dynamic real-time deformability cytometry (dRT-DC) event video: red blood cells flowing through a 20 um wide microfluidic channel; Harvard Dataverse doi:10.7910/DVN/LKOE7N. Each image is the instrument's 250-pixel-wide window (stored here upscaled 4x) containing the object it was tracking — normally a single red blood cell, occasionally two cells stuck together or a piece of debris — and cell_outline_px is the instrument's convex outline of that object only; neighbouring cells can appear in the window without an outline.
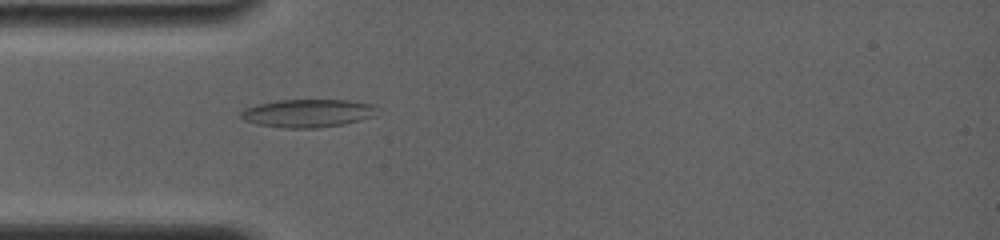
{"species": "common noctule bat (a hibernating species)", "species_latin": "Nyctalus noctula", "temperature_condition": "room temperature", "stored_images_in_passage": 14, "camera_frame_rate_fps": 4000, "um_per_image_px": 0.085, "animal": {"sex": "female", "body_mass_g": 19.0, "forearm_length_mm": 56.7}, "frame": {"image": 1, "passage_image": 8, "time_ms": 4.5, "image_size_px": [1000, 240], "cell_outline_px": [[376, 116], [344, 124], [316, 128], [284, 128], [256, 124], [244, 120], [240, 116], [240, 112], [244, 108], [256, 104], [276, 100], [348, 100], [376, 104]], "centroid_in_image_um": [26.16, 9.62], "position_along_channel_um": 58.8, "area_um2": 22.54}}
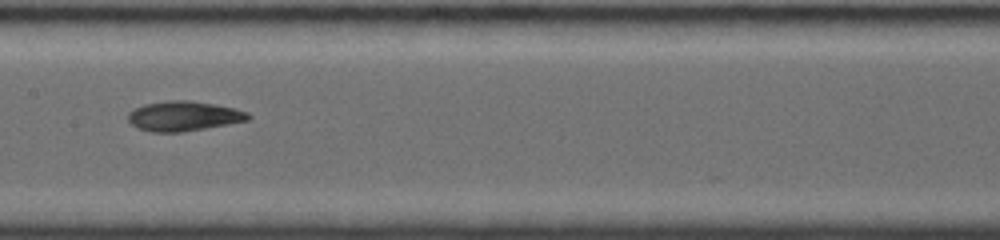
{"frame": {"image": 2, "passage_image": 12, "time_ms": 8.0, "image_size_px": [1000, 240], "cell_outline_px": [[252, 116], [248, 120], [228, 124], [180, 132], [152, 132], [140, 128], [132, 124], [128, 120], [128, 112], [144, 104], [168, 100], [188, 100], [216, 104], [248, 112]], "centroid_in_image_um": [15.61, 9.86], "position_along_channel_um": 191.8, "area_um2": 20.69}}
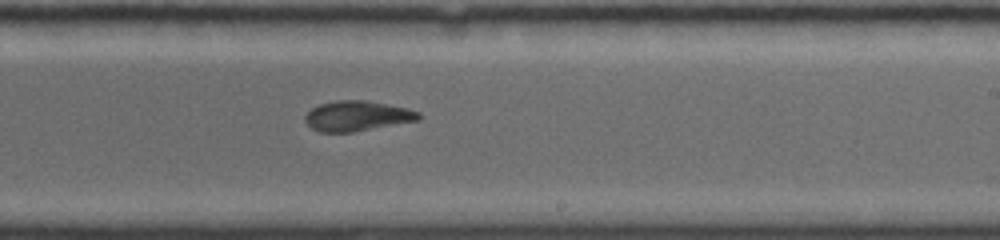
{"frame": {"image": 3, "passage_image": 14, "time_ms": 9.75, "image_size_px": [1000, 240], "cell_outline_px": [[420, 120], [352, 132], [320, 132], [312, 128], [304, 120], [304, 116], [312, 108], [320, 104], [336, 100], [364, 100], [408, 108], [420, 112]], "centroid_in_image_um": [30.36, 9.85], "position_along_channel_um": 258.6, "area_um2": 19.88}}